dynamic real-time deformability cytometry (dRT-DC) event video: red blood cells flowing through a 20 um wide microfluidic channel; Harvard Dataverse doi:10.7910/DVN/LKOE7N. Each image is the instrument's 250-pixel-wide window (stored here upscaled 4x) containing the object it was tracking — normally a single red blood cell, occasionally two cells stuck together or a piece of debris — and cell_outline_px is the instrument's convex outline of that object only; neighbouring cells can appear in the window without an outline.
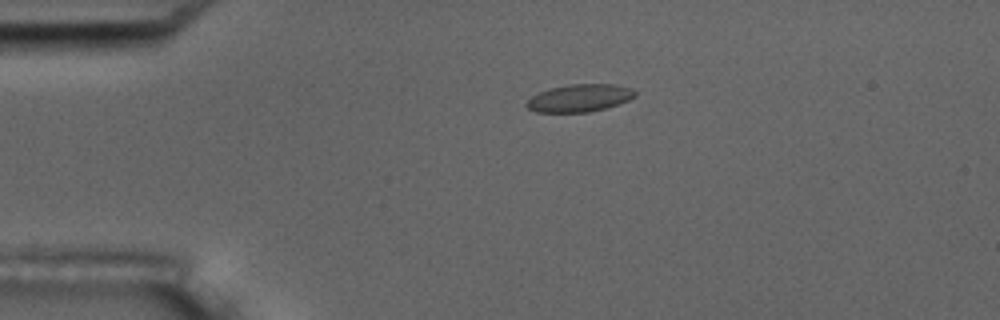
{"species": "common noctule bat (a hibernating species)", "species_latin": "Nyctalus noctula", "temperature_condition": "room temperature", "stored_images_in_passage": 7, "camera_frame_rate_fps": 3000, "um_per_image_px": 0.085, "animal": {"sex": "male", "body_mass_g": 17.5, "forearm_length_mm": 52.3}, "frame": {"image": 1, "passage_image": 1, "time_ms": 0.0, "image_size_px": [1000, 320], "cell_outline_px": [[636, 96], [628, 100], [604, 108], [588, 112], [536, 112], [528, 108], [524, 104], [532, 96], [540, 92], [552, 88], [568, 84], [616, 84], [632, 88], [636, 92]], "centroid_in_image_um": [49.27, 8.32], "position_along_channel_um": 35.7, "area_um2": 17.28}}
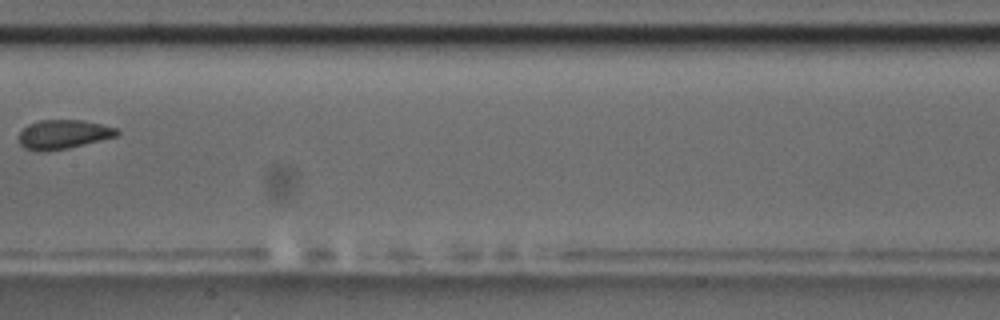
{"frame": {"image": 2, "passage_image": 6, "time_ms": 5.667, "image_size_px": [1000, 320], "cell_outline_px": [[120, 132], [116, 136], [68, 148], [40, 152], [24, 148], [20, 144], [20, 132], [28, 124], [40, 120], [84, 120], [116, 128]], "centroid_in_image_um": [5.36, 11.42], "position_along_channel_um": 202.0, "area_um2": 16.47}}
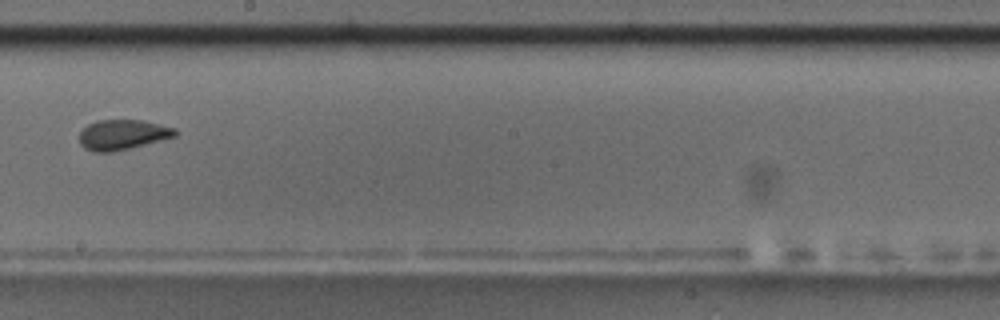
{"frame": {"image": 3, "passage_image": 7, "time_ms": 6.667, "image_size_px": [1000, 320], "cell_outline_px": [[176, 136], [132, 148], [112, 152], [92, 152], [84, 148], [80, 144], [80, 132], [88, 124], [96, 120], [144, 120], [176, 128]], "centroid_in_image_um": [10.42, 11.45], "position_along_channel_um": 237.8, "area_um2": 16.94}}